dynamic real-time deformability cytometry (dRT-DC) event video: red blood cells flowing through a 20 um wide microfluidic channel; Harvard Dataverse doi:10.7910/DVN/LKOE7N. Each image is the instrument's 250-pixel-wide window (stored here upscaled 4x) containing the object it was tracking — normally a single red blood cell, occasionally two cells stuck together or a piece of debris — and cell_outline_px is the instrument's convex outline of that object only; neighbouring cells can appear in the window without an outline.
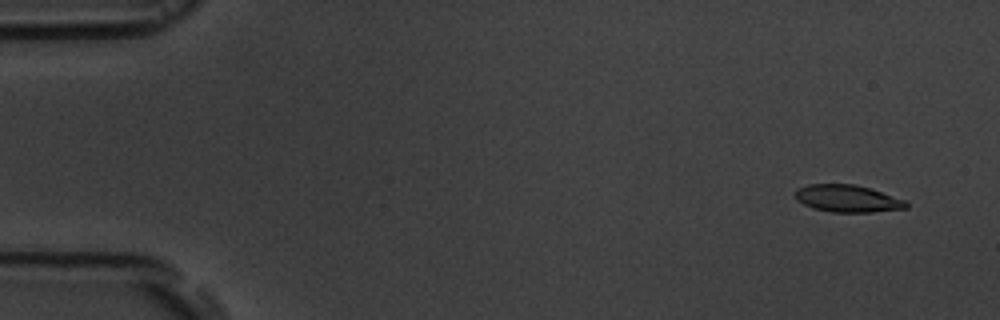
{"species": "common noctule bat (a hibernating species)", "species_latin": "Nyctalus noctula", "temperature_condition": "room temperature", "stored_images_in_passage": 7, "camera_frame_rate_fps": 3000, "um_per_image_px": 0.085, "animal": {"sex": "male", "body_mass_g": 19.5, "forearm_length_mm": 54.6}, "frame": {"image": 1, "passage_image": 1, "time_ms": 0.0, "image_size_px": [1000, 320], "cell_outline_px": [[908, 208], [872, 212], [832, 212], [812, 208], [796, 200], [796, 188], [808, 184], [856, 184], [872, 188], [904, 200], [908, 204]], "centroid_in_image_um": [72.03, 16.87], "position_along_channel_um": 13.0, "area_um2": 17.69}}
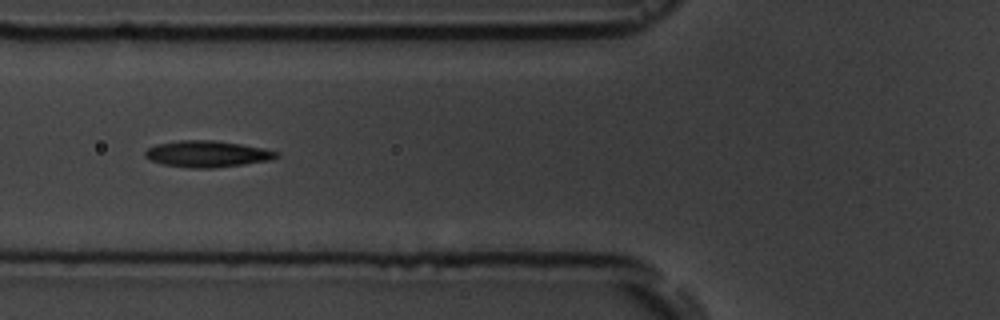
{"frame": {"image": 2, "passage_image": 6, "time_ms": 6.0, "image_size_px": [1000, 320], "cell_outline_px": [[280, 156], [272, 160], [216, 168], [188, 168], [160, 164], [144, 156], [144, 152], [148, 148], [156, 144], [180, 140], [212, 140], [240, 144], [264, 148], [280, 152]], "centroid_in_image_um": [17.63, 13.09], "position_along_channel_um": 108.2, "area_um2": 20.4}}
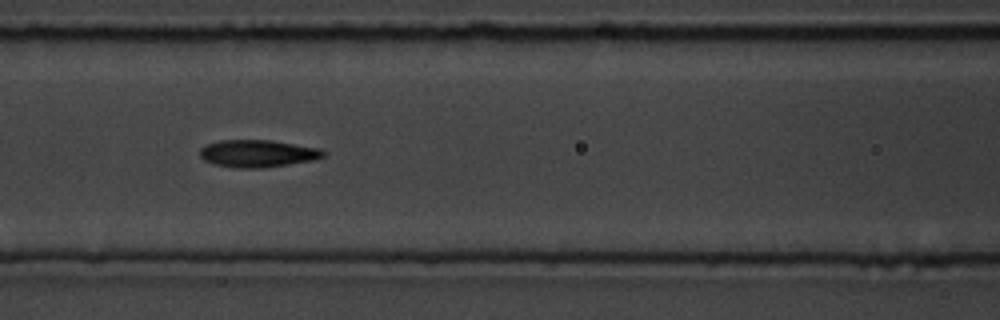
{"frame": {"image": 3, "passage_image": 7, "time_ms": 7.0, "image_size_px": [1000, 320], "cell_outline_px": [[328, 152], [324, 156], [316, 160], [260, 168], [232, 168], [212, 164], [204, 160], [200, 156], [200, 148], [204, 144], [220, 140], [268, 140], [320, 148]], "centroid_in_image_um": [21.88, 13.05], "position_along_channel_um": 144.7, "area_um2": 19.88}}